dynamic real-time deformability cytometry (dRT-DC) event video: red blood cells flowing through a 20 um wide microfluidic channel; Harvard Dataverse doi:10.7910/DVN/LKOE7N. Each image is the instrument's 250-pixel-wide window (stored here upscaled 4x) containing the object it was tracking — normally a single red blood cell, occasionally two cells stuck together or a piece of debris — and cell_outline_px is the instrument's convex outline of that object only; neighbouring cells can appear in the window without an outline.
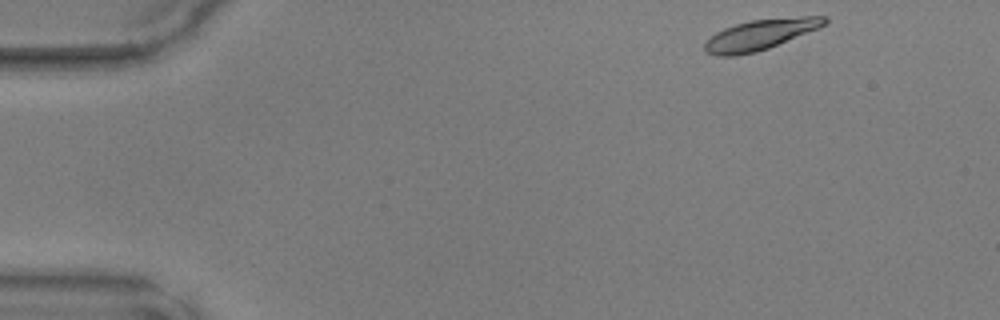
{"species": "common noctule bat (a hibernating species)", "species_latin": "Nyctalus noctula", "temperature_condition": "warm", "stored_images_in_passage": 44, "camera_frame_rate_fps": 3000, "um_per_image_px": 0.085, "animal": {"sex": "male", "body_mass_g": 17.9, "forearm_length_mm": 54.2}, "frame": {"image": 1, "passage_image": 1, "time_ms": 0.0, "image_size_px": [1000, 320], "cell_outline_px": [[828, 20], [820, 28], [768, 48], [756, 52], [732, 56], [716, 56], [704, 52], [704, 44], [716, 32], [724, 28], [736, 24], [752, 20], [804, 16], [828, 16]], "centroid_in_image_um": [64.62, 2.95], "position_along_channel_um": 20.4, "area_um2": 21.15}}
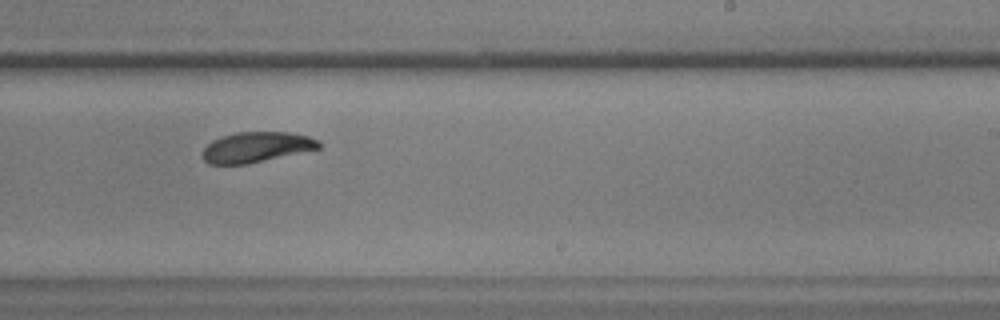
{"frame": {"image": 2, "passage_image": 26, "time_ms": 8.333, "image_size_px": [1000, 320], "cell_outline_px": [[320, 148], [248, 164], [208, 164], [200, 156], [204, 148], [212, 140], [220, 136], [236, 132], [288, 132], [308, 136], [320, 140]], "centroid_in_image_um": [21.76, 12.5], "position_along_channel_um": 267.2, "area_um2": 20.69}}
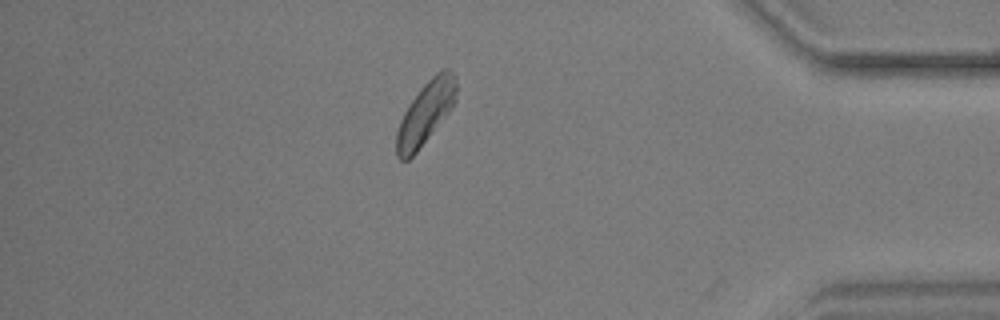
{"frame": {"image": 3, "passage_image": 38, "time_ms": 12.333, "image_size_px": [1000, 320], "cell_outline_px": [[456, 100], [448, 112], [416, 152], [408, 160], [400, 160], [396, 156], [396, 132], [400, 120], [408, 104], [420, 88], [436, 72], [444, 68], [448, 68], [456, 76]], "centroid_in_image_um": [36.15, 9.58], "position_along_channel_um": 399.0, "area_um2": 21.62}}